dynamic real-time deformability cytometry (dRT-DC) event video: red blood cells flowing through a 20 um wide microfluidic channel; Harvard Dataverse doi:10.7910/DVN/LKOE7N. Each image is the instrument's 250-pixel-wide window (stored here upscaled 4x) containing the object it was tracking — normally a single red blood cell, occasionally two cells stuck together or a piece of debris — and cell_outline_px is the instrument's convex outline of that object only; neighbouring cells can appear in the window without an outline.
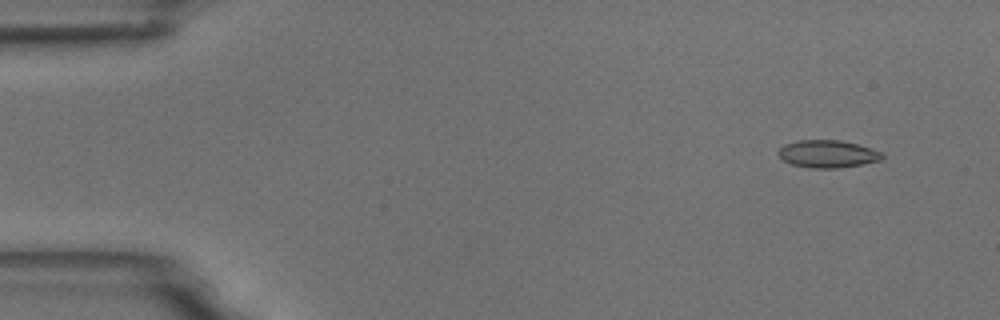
{"species": "common noctule bat (a hibernating species)", "species_latin": "Nyctalus noctula", "temperature_condition": "room temperature", "stored_images_in_passage": 5, "camera_frame_rate_fps": 3000, "um_per_image_px": 0.085, "animal": {"sex": "male", "body_mass_g": 18.8}, "frame": {"image": 1, "passage_image": 2, "time_ms": 1.0, "image_size_px": [1000, 320], "cell_outline_px": [[884, 156], [880, 160], [840, 168], [812, 168], [792, 164], [784, 160], [776, 152], [784, 144], [796, 140], [840, 140], [856, 144], [880, 152]], "centroid_in_image_um": [70.29, 13.08], "position_along_channel_um": 14.7, "area_um2": 16.42}}
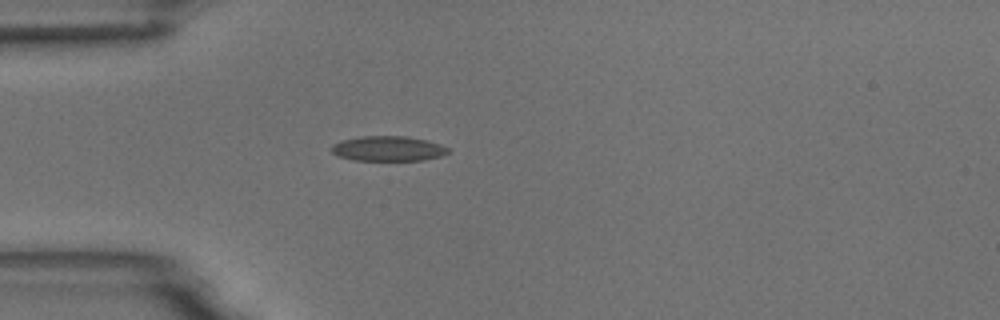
{"frame": {"image": 2, "passage_image": 5, "time_ms": 4.667, "image_size_px": [1000, 320], "cell_outline_px": [[448, 152], [440, 156], [424, 160], [352, 160], [336, 156], [332, 152], [332, 144], [340, 140], [360, 136], [404, 136], [424, 140], [440, 144], [448, 148]], "centroid_in_image_um": [32.92, 12.63], "position_along_channel_um": 52.1, "area_um2": 16.94}}